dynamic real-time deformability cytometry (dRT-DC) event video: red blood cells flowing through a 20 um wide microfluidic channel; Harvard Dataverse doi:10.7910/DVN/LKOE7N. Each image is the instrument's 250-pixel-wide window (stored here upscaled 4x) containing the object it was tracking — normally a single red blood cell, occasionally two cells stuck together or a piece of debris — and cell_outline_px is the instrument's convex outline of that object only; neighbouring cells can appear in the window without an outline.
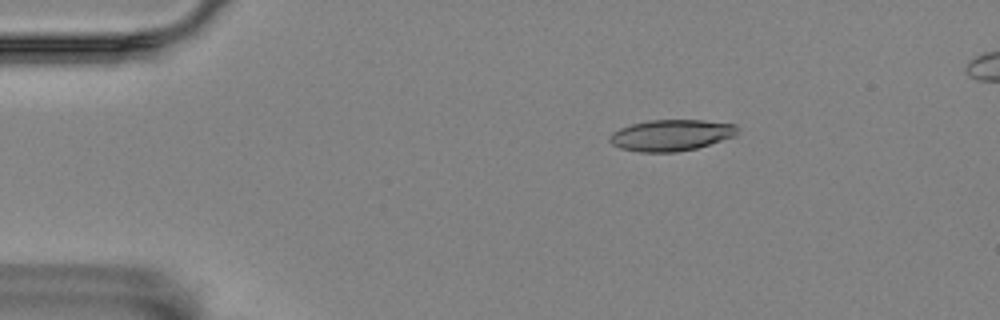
{"species": "Egyptian fruit bat (a non-hibernating species)", "species_latin": "Rousettus aegyptiacus", "temperature_condition": "room temperature", "stored_images_in_passage": 6, "camera_frame_rate_fps": 3000, "um_per_image_px": 0.085, "animal": {"sex": "female"}, "frame": {"image": 1, "passage_image": 3, "time_ms": 0.667, "image_size_px": [1000, 320], "cell_outline_px": [[736, 136], [696, 148], [676, 152], [640, 152], [620, 148], [612, 144], [608, 140], [608, 136], [612, 132], [620, 128], [632, 124], [648, 120], [704, 120], [736, 124]], "centroid_in_image_um": [57.02, 11.49], "position_along_channel_um": 28.0, "area_um2": 23.29}}